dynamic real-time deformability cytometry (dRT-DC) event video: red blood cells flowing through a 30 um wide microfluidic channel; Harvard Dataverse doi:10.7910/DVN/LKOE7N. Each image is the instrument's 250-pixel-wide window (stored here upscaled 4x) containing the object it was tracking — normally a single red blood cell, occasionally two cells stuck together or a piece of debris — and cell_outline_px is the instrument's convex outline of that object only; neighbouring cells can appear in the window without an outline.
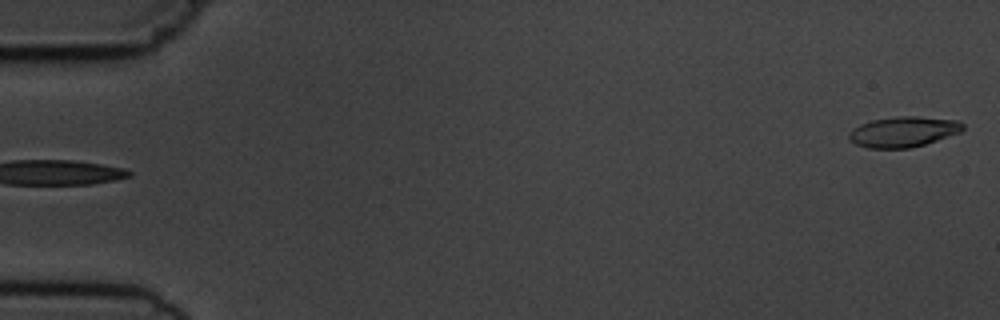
{"species": "common noctule bat (a hibernating species)", "species_latin": "Nyctalus noctula", "temperature_condition": "cold", "stored_images_in_passage": 4, "segment_of_instrument_passage": [2, 2], "camera_frame_rate_fps": 3000, "um_per_image_px": 0.085, "animal": {"sex": "male", "body_mass_g": 19.5, "forearm_length_mm": 54.6}, "frame": {"image": 1, "passage_image": 4, "time_ms": 4.333, "image_size_px": [1000, 320], "cell_outline_px": [[964, 128], [960, 132], [924, 144], [908, 148], [868, 148], [856, 144], [848, 136], [848, 132], [852, 128], [860, 124], [872, 120], [896, 116], [916, 116], [960, 120], [964, 124]], "centroid_in_image_um": [76.78, 11.18], "position_along_channel_um": 8.2, "area_um2": 20.17}}